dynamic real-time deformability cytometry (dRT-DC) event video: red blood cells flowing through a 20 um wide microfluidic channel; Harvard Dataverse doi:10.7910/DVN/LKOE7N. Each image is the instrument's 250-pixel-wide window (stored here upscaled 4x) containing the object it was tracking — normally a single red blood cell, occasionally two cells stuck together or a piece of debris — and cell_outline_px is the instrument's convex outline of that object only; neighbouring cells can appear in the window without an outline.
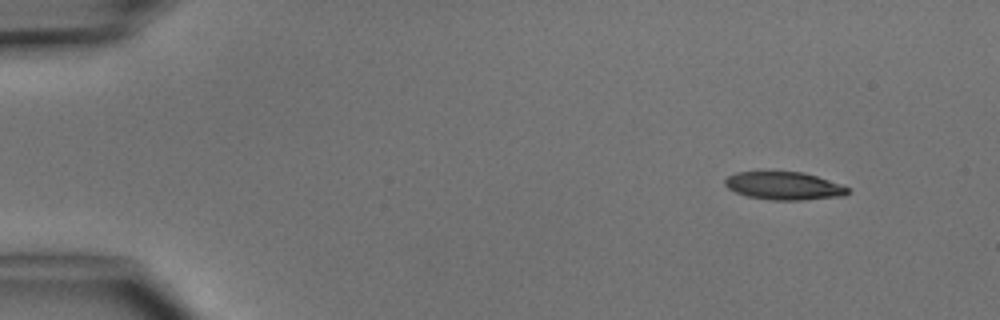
{"species": "common noctule bat (a hibernating species)", "species_latin": "Nyctalus noctula", "temperature_condition": "cold", "stored_images_in_passage": 6, "camera_frame_rate_fps": 3000, "um_per_image_px": 0.085, "animal": {"sex": "male", "body_mass_g": 15.6}, "frame": {"image": 1, "passage_image": 1, "time_ms": 0.0, "image_size_px": [1000, 320], "cell_outline_px": [[848, 192], [844, 196], [800, 200], [772, 200], [748, 196], [736, 192], [728, 188], [724, 184], [724, 180], [728, 176], [736, 172], [804, 172], [840, 184], [848, 188]], "centroid_in_image_um": [66.62, 15.8], "position_along_channel_um": 18.4, "area_um2": 19.77}}
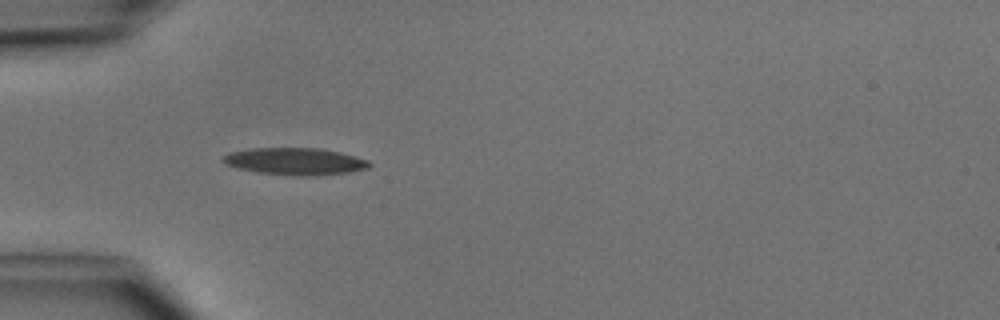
{"frame": {"image": 2, "passage_image": 4, "time_ms": 3.333, "image_size_px": [1000, 320], "cell_outline_px": [[372, 164], [368, 168], [348, 172], [312, 176], [300, 176], [260, 172], [236, 168], [220, 160], [224, 156], [232, 152], [252, 148], [320, 148], [340, 152], [368, 160]], "centroid_in_image_um": [25.11, 13.71], "position_along_channel_um": 59.9, "area_um2": 22.83}}
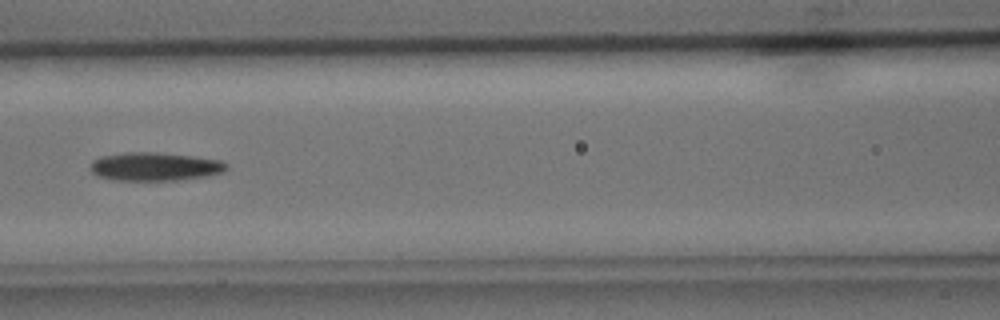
{"frame": {"image": 3, "passage_image": 6, "time_ms": 5.667, "image_size_px": [1000, 320], "cell_outline_px": [[228, 168], [224, 172], [208, 176], [180, 180], [116, 180], [96, 176], [92, 172], [92, 160], [100, 156], [124, 152], [152, 152], [192, 156], [220, 160], [228, 164]], "centroid_in_image_um": [13.18, 14.16], "position_along_channel_um": 153.4, "area_um2": 22.6}}